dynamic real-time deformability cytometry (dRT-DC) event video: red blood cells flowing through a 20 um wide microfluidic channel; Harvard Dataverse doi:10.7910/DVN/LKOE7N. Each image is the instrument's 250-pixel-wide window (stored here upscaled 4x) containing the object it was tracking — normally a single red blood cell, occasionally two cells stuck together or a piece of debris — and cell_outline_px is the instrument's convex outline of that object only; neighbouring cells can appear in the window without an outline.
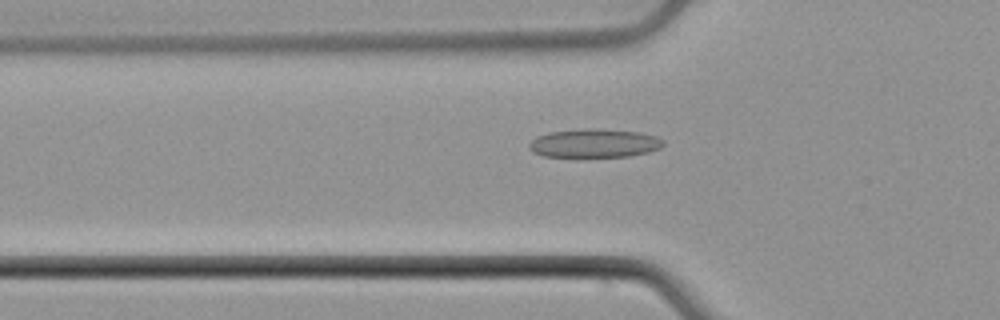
{"species": "common noctule bat (a hibernating species)", "species_latin": "Nyctalus noctula", "temperature_condition": "cold", "stored_images_in_passage": 51, "camera_frame_rate_fps": 3000, "um_per_image_px": 0.085, "animal": {"sex": "male", "body_mass_g": 21.5, "forearm_length_mm": 52.0}, "frame": {"image": 1, "passage_image": 17, "time_ms": 5.333, "image_size_px": [1000, 320], "cell_outline_px": [[664, 144], [660, 148], [648, 152], [628, 156], [544, 156], [532, 152], [528, 148], [528, 144], [536, 136], [548, 132], [580, 128], [600, 128], [640, 132], [656, 136], [664, 140]], "centroid_in_image_um": [50.5, 12.15], "position_along_channel_um": 75.3, "area_um2": 22.54}}
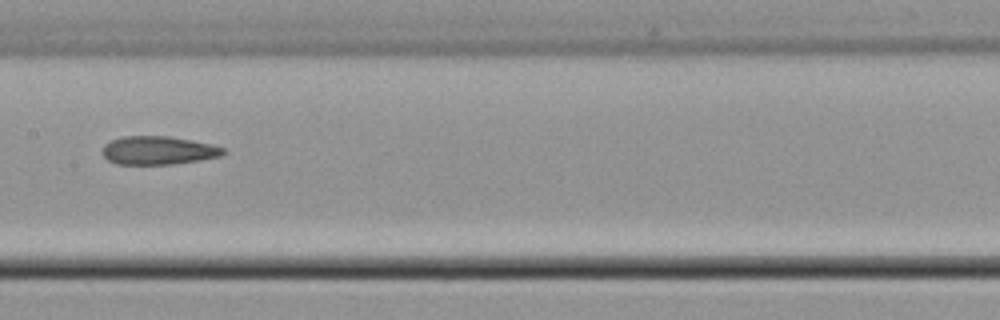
{"frame": {"image": 2, "passage_image": 26, "time_ms": 8.333, "image_size_px": [1000, 320], "cell_outline_px": [[224, 152], [220, 156], [200, 160], [172, 164], [116, 164], [108, 160], [100, 152], [104, 144], [112, 140], [124, 136], [168, 136], [192, 140], [212, 144], [224, 148]], "centroid_in_image_um": [13.42, 12.78], "position_along_channel_um": 194.0, "area_um2": 20.0}}
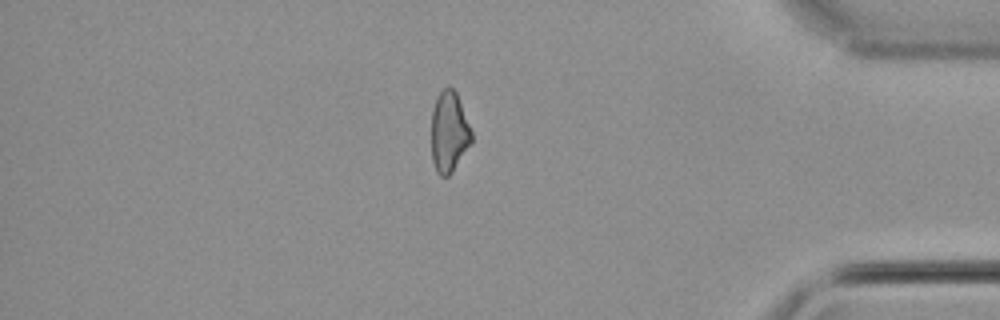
{"frame": {"image": 3, "passage_image": 44, "time_ms": 14.333, "image_size_px": [1000, 320], "cell_outline_px": [[472, 144], [452, 172], [448, 176], [440, 176], [436, 172], [432, 160], [432, 108], [436, 96], [444, 88], [452, 88], [456, 92], [472, 132]], "centroid_in_image_um": [38.17, 11.24], "position_along_channel_um": 397.0, "area_um2": 18.96}, "authors_computed_cell_mechanics": {"area_um2": 20.519, "velocity_mm_per_s": 3.9423, "shape_relaxation_time_tau1_ms": null, "shape_relaxation_time_tau2_ms": 5.3045, "deformation_change_tau1": null, "deformation_change_tau2": 0.1501}}